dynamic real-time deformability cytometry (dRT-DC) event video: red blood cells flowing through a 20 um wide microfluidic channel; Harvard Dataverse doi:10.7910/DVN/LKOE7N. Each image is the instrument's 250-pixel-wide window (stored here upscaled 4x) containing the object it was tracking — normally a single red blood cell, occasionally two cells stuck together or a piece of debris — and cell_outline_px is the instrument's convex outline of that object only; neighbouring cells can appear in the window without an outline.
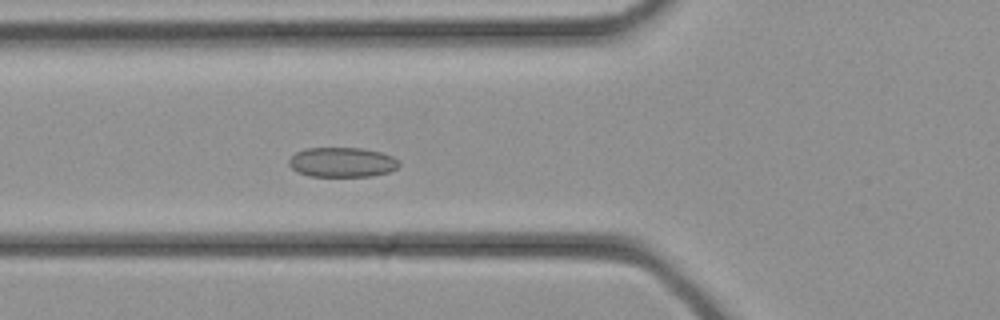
{"species": "common noctule bat (a hibernating species)", "species_latin": "Nyctalus noctula", "temperature_condition": "cold", "stored_images_in_passage": 27, "camera_frame_rate_fps": 3000, "um_per_image_px": 0.085, "animal": {"sex": "female", "body_mass_g": 21.9}, "frame": {"image": 1, "passage_image": 5, "time_ms": 1.333, "image_size_px": [1000, 320], "cell_outline_px": [[400, 164], [396, 168], [388, 172], [372, 176], [308, 176], [296, 172], [288, 164], [288, 160], [296, 152], [304, 148], [364, 148], [380, 152], [392, 156], [400, 160]], "centroid_in_image_um": [29.07, 13.79], "position_along_channel_um": 96.7, "area_um2": 19.25}}
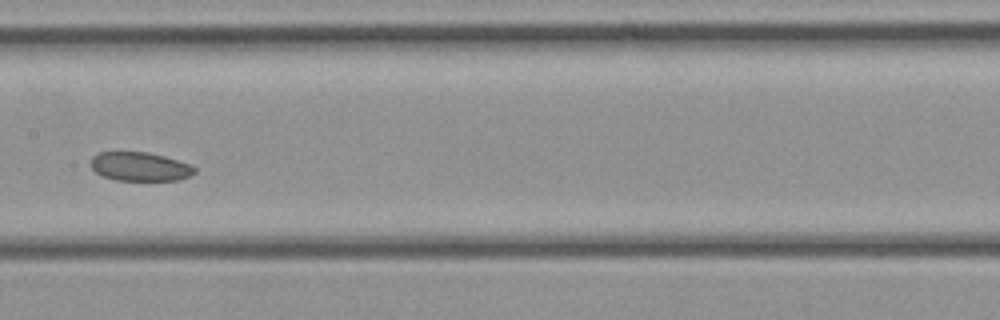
{"frame": {"image": 2, "passage_image": 10, "time_ms": 3.0, "image_size_px": [1000, 320], "cell_outline_px": [[196, 172], [180, 180], [116, 180], [104, 176], [96, 172], [92, 168], [92, 156], [96, 152], [148, 152], [164, 156], [192, 164], [196, 168]], "centroid_in_image_um": [11.92, 14.15], "position_along_channel_um": 195.5, "area_um2": 17.46}}
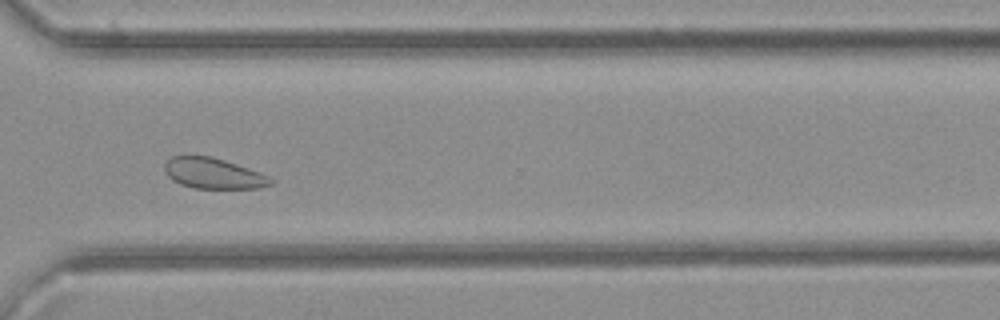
{"frame": {"image": 3, "passage_image": 18, "time_ms": 5.667, "image_size_px": [1000, 320], "cell_outline_px": [[276, 180], [272, 184], [256, 188], [196, 188], [180, 184], [172, 180], [164, 172], [164, 164], [172, 156], [212, 156], [260, 172]], "centroid_in_image_um": [18.13, 14.74], "position_along_channel_um": 352.5, "area_um2": 18.9}}